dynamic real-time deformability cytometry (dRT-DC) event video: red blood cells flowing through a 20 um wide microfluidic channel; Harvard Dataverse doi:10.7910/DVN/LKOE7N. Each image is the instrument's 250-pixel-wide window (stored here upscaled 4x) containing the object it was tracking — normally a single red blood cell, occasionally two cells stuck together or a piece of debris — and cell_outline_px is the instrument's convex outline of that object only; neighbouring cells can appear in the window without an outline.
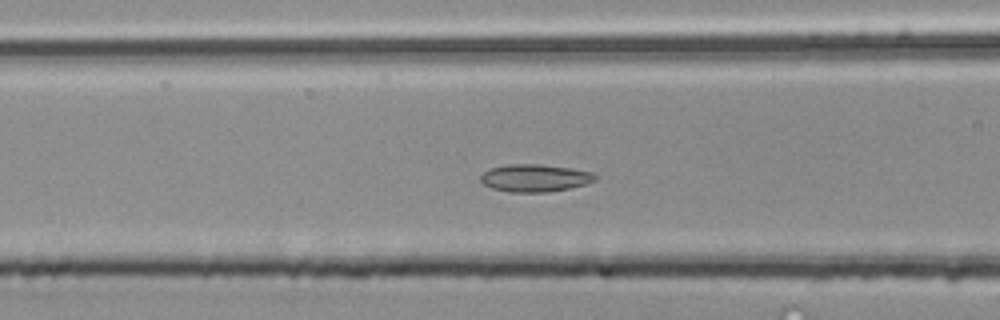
{"species": "common noctule bat (a hibernating species)", "species_latin": "Nyctalus noctula", "temperature_condition": "room temperature", "stored_images_in_passage": 43, "camera_frame_rate_fps": 3000, "um_per_image_px": 0.085, "animal": {"sex": "male", "body_mass_g": 20.4}, "frame": {"image": 1, "passage_image": 12, "time_ms": 3.667, "image_size_px": [1000, 320], "cell_outline_px": [[600, 176], [596, 180], [584, 184], [568, 188], [548, 192], [508, 192], [492, 188], [484, 184], [480, 180], [480, 176], [488, 168], [508, 164], [540, 164], [568, 168], [592, 172]], "centroid_in_image_um": [45.45, 15.12], "position_along_channel_um": 121.2, "area_um2": 18.38}}
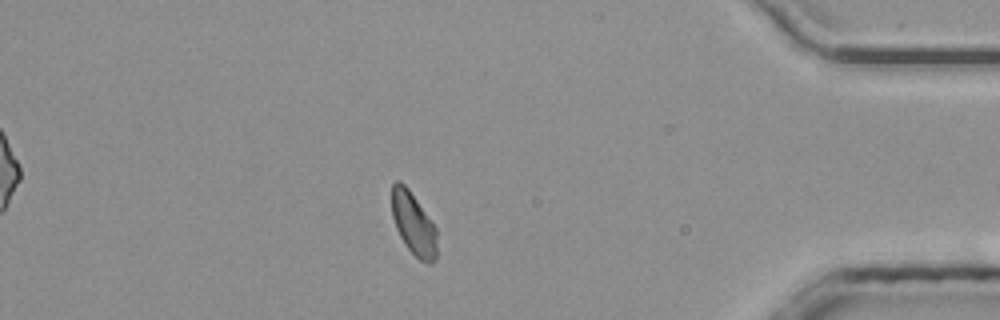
{"frame": {"image": 2, "passage_image": 36, "time_ms": 11.667, "image_size_px": [1000, 320], "cell_outline_px": [[436, 260], [432, 264], [428, 264], [420, 260], [404, 244], [396, 228], [392, 216], [392, 184], [396, 180], [400, 180], [408, 188], [436, 228]], "centroid_in_image_um": [35.14, 19.03], "position_along_channel_um": 400.1, "area_um2": 16.36}}
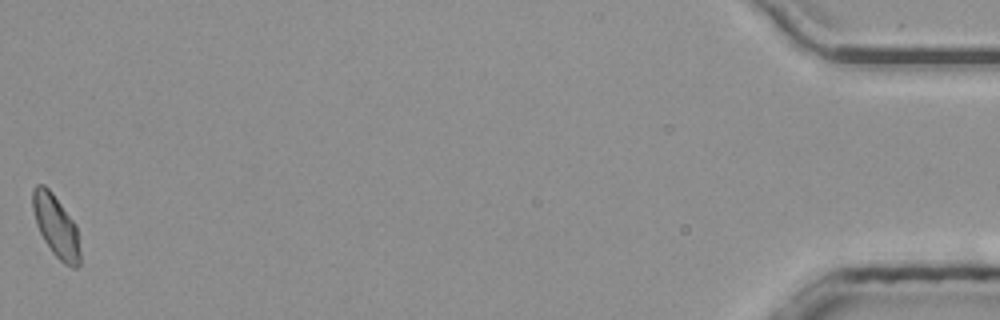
{"frame": {"image": 3, "passage_image": 43, "time_ms": 14.0, "image_size_px": [1000, 320], "cell_outline_px": [[80, 264], [76, 268], [72, 268], [64, 264], [52, 252], [44, 240], [36, 224], [32, 208], [32, 188], [36, 184], [44, 184], [52, 192], [76, 224], [80, 252]], "centroid_in_image_um": [4.75, 19.21], "position_along_channel_um": 430.4, "area_um2": 17.22}, "authors_computed_cell_mechanics": {"area_um2": 17.1088, "velocity_mm_per_s": 3.988, "shape_relaxation_time_tau1_ms": null, "shape_relaxation_time_tau2_ms": 7.4819, "deformation_change_tau1": null, "deformation_change_tau2": 0.1072}}